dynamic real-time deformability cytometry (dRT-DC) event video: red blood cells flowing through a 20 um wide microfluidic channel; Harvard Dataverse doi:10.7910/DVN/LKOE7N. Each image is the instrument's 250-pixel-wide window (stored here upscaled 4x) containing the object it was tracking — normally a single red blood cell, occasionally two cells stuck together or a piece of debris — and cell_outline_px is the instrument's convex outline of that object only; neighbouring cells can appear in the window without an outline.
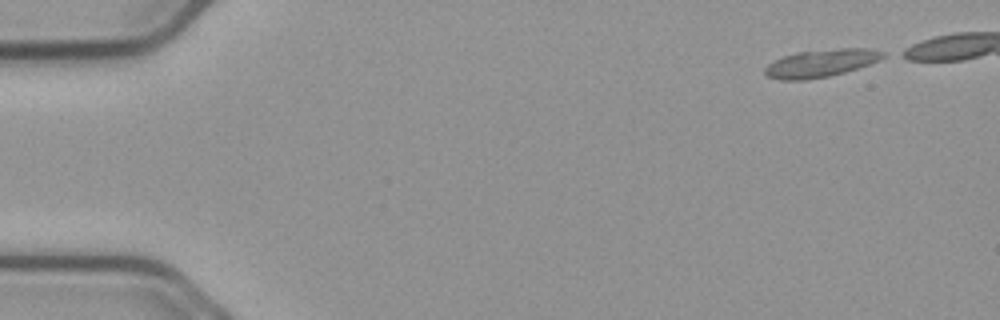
{"species": "common noctule bat (a hibernating species)", "species_latin": "Nyctalus noctula", "temperature_condition": "cold", "stored_images_in_passage": 45, "camera_frame_rate_fps": 3000, "um_per_image_px": 0.085, "animal": {"sex": "male", "body_mass_g": 23.1, "forearm_length_mm": 52.7}, "frame": {"image": 1, "passage_image": 1, "time_ms": 0.0, "image_size_px": [1000, 320], "cell_outline_px": [[888, 56], [880, 60], [844, 72], [828, 76], [804, 80], [780, 80], [768, 76], [764, 72], [764, 68], [768, 64], [784, 56], [800, 52], [840, 48], [868, 48], [884, 52]], "centroid_in_image_um": [69.81, 5.37], "position_along_channel_um": 15.2, "area_um2": 18.79}}
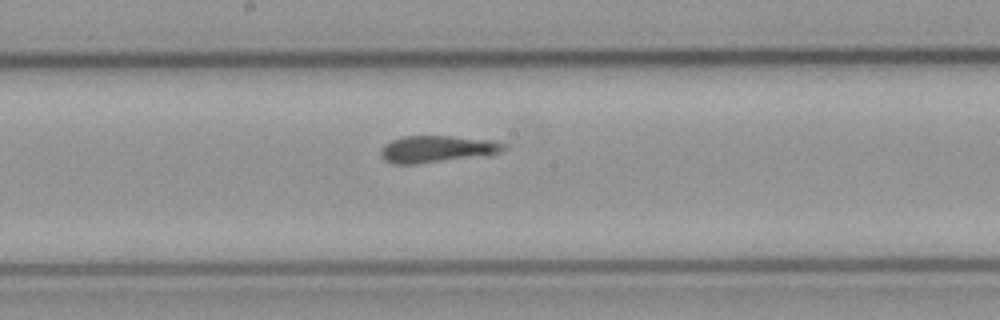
{"frame": {"image": 2, "passage_image": 26, "time_ms": 8.333, "image_size_px": [1000, 320], "cell_outline_px": [[508, 148], [492, 156], [416, 164], [392, 164], [384, 160], [380, 156], [380, 148], [384, 144], [400, 136], [452, 136], [500, 140], [508, 144]], "centroid_in_image_um": [37.25, 12.67], "position_along_channel_um": 211.0, "area_um2": 20.23}}
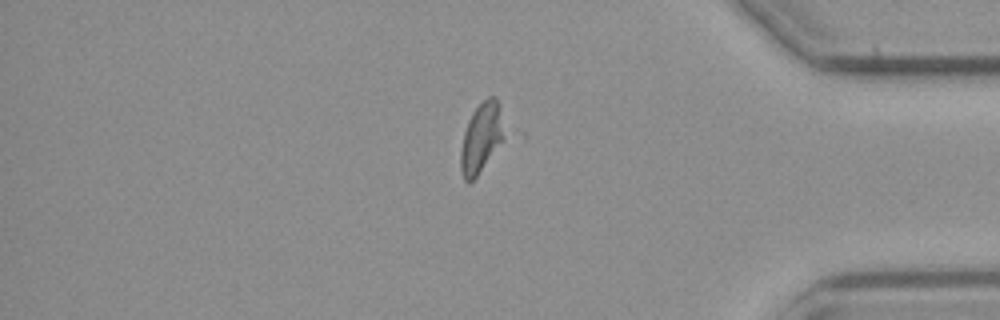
{"frame": {"image": 3, "passage_image": 43, "time_ms": 14.0, "image_size_px": [1000, 320], "cell_outline_px": [[504, 140], [476, 176], [468, 184], [464, 180], [460, 168], [460, 152], [464, 132], [468, 120], [472, 112], [488, 96], [496, 96], [500, 104], [504, 136]], "centroid_in_image_um": [40.9, 11.7], "position_along_channel_um": 394.3, "area_um2": 17.63}}